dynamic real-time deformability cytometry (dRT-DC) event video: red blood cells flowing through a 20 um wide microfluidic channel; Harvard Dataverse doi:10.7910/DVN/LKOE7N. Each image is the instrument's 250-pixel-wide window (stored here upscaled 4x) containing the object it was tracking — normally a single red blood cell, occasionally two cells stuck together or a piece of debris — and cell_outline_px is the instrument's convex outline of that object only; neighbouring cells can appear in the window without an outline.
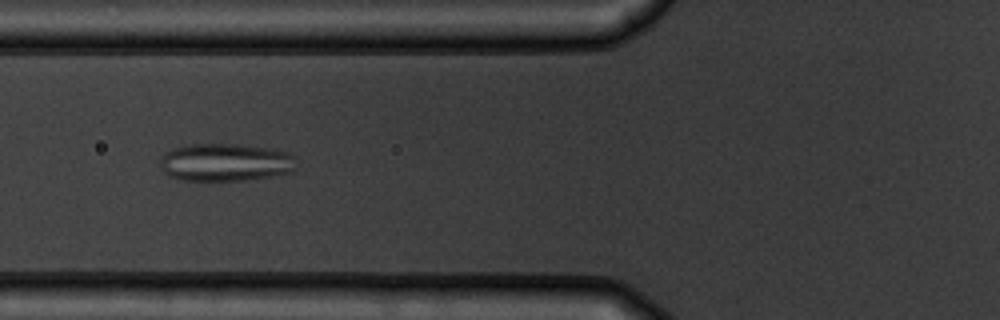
{"species": "common noctule bat (a hibernating species)", "species_latin": "Nyctalus noctula", "temperature_condition": "warm", "stored_images_in_passage": 8, "camera_frame_rate_fps": 3000, "um_per_image_px": 0.085, "animal": {"sex": "male", "body_mass_g": 19.5, "forearm_length_mm": 54.6}, "frame": {"image": 1, "passage_image": 5, "time_ms": 5.333, "image_size_px": [1000, 320], "cell_outline_px": [[296, 156], [292, 168], [288, 172], [272, 176], [248, 180], [184, 180], [168, 176], [160, 168], [160, 156], [164, 152], [172, 148], [188, 144], [236, 144], [264, 148], [288, 152]], "centroid_in_image_um": [19.08, 13.79], "position_along_channel_um": 106.7, "area_um2": 29.94}}